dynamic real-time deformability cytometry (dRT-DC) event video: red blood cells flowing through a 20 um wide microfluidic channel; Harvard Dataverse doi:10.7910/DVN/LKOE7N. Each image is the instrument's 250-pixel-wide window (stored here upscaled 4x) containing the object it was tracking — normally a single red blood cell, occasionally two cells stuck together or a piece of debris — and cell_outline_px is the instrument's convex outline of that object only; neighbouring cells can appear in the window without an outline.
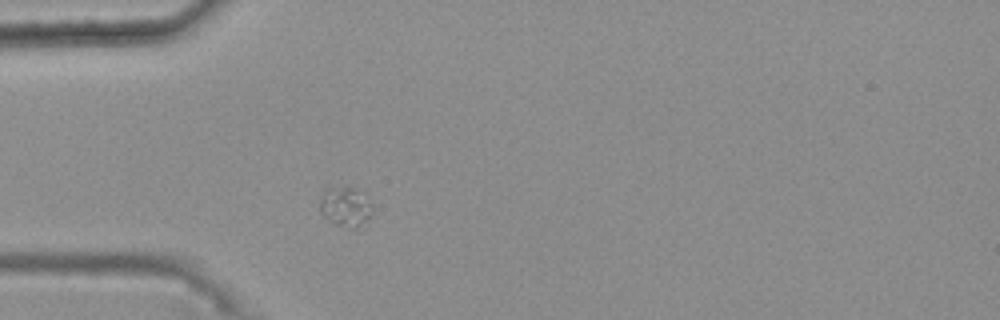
{"species": "common noctule bat (a hibernating species)", "species_latin": "Nyctalus noctula", "temperature_condition": "warm", "stored_images_in_passage": 31, "camera_frame_rate_fps": 3000, "um_per_image_px": 0.085, "animal": {"sex": "female", "body_mass_g": 25.1}, "frame": {"image": 1, "passage_image": 1, "time_ms": 0.0, "image_size_px": [1000, 320], "cell_outline_px": [[372, 212], [368, 220], [356, 228], [348, 228], [332, 224], [320, 212], [320, 200], [324, 192], [328, 188], [356, 188], [372, 204]], "centroid_in_image_um": [29.36, 17.61], "position_along_channel_um": 55.6, "area_um2": 12.02}}
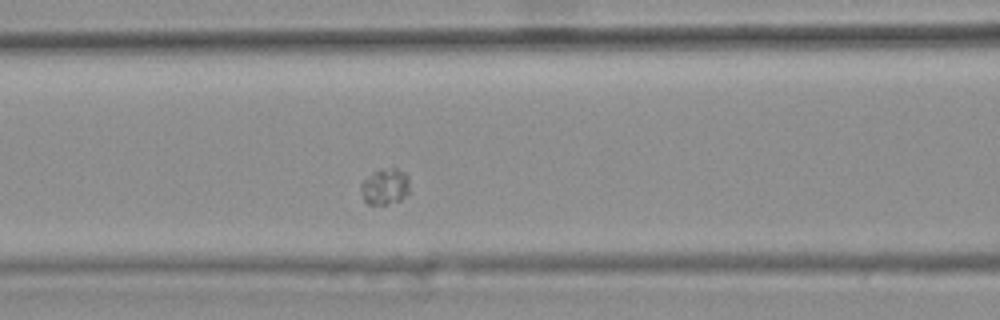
{"frame": {"image": 2, "passage_image": 8, "time_ms": 2.333, "image_size_px": [1000, 320], "cell_outline_px": [[408, 192], [400, 200], [384, 204], [368, 204], [364, 200], [360, 192], [360, 180], [372, 172], [380, 168], [396, 168], [404, 172], [408, 176]], "centroid_in_image_um": [32.66, 15.82], "position_along_channel_um": 133.9, "area_um2": 10.4}}
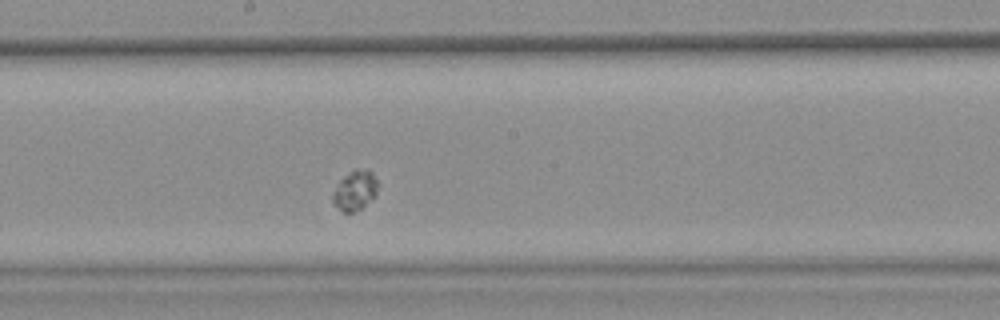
{"frame": {"image": 3, "passage_image": 15, "time_ms": 4.667, "image_size_px": [1000, 320], "cell_outline_px": [[380, 184], [376, 192], [360, 208], [352, 212], [344, 212], [332, 200], [332, 192], [340, 180], [344, 176], [356, 168], [368, 168], [372, 172]], "centroid_in_image_um": [30.19, 16.12], "position_along_channel_um": 218.0, "area_um2": 10.23}}